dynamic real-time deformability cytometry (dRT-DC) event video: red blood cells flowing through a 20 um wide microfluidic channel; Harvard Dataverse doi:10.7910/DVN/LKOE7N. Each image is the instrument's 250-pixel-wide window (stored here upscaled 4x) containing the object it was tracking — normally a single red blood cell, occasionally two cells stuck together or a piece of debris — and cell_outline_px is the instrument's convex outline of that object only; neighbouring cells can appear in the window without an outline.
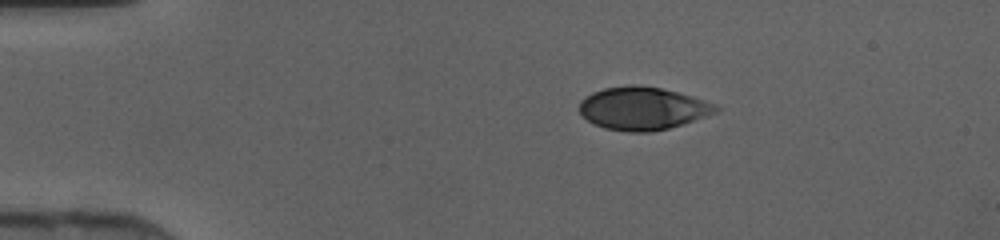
{"species": "human", "species_latin": "Homo sapiens", "temperature_condition": "cold", "stored_images_in_passage": 25, "camera_frame_rate_fps": 3000, "um_per_image_px": 0.085, "donor": {"sex": "female"}, "frame": {"image": 1, "passage_image": 1, "time_ms": 0.0, "image_size_px": [1000, 240], "cell_outline_px": [[720, 108], [716, 112], [668, 128], [648, 132], [628, 132], [604, 128], [588, 120], [580, 112], [580, 100], [592, 92], [604, 88], [632, 84], [660, 88], [676, 92], [720, 104]], "centroid_in_image_um": [54.62, 9.2], "position_along_channel_um": 30.4, "area_um2": 33.76}}
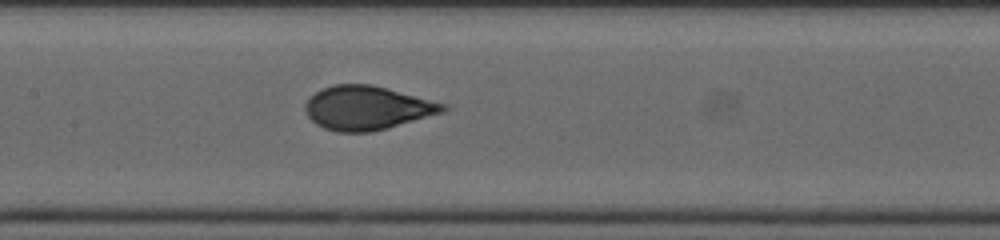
{"frame": {"image": 2, "passage_image": 15, "time_ms": 4.667, "image_size_px": [1000, 240], "cell_outline_px": [[448, 108], [444, 112], [388, 128], [368, 132], [336, 132], [324, 128], [316, 124], [308, 116], [308, 100], [316, 92], [332, 84], [372, 84], [388, 88], [448, 104]], "centroid_in_image_um": [31.27, 9.17], "position_along_channel_um": 176.1, "area_um2": 34.97}}
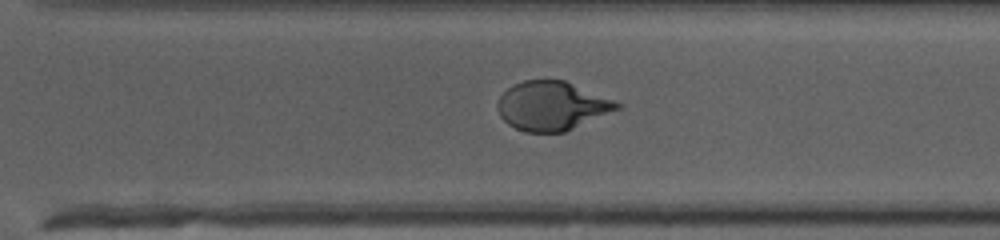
{"frame": {"image": 3, "passage_image": 25, "time_ms": 8.0, "image_size_px": [1000, 240], "cell_outline_px": [[620, 108], [564, 132], [528, 132], [516, 128], [508, 124], [500, 116], [496, 104], [500, 96], [512, 84], [524, 80], [564, 80], [612, 100], [620, 104]], "centroid_in_image_um": [46.85, 9.0], "position_along_channel_um": 323.8, "area_um2": 33.52}}